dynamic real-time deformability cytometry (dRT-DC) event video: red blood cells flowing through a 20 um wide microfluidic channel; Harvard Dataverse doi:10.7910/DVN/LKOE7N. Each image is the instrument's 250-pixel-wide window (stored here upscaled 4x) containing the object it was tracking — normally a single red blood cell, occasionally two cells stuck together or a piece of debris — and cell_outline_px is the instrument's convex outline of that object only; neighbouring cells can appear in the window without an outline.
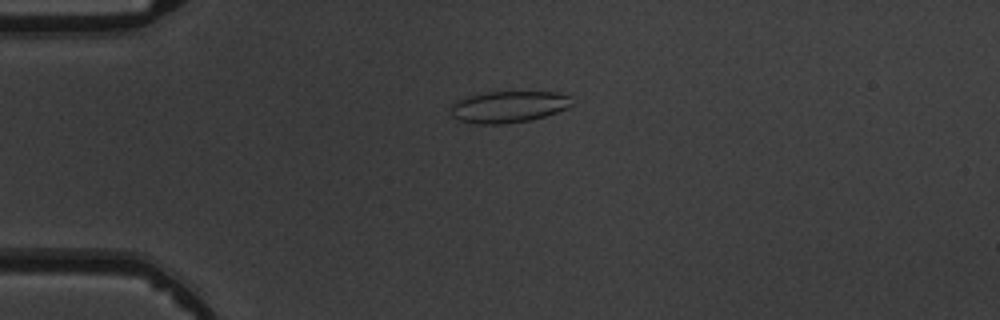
{"species": "common noctule bat (a hibernating species)", "species_latin": "Nyctalus noctula", "temperature_condition": "warm", "stored_images_in_passage": 7, "camera_frame_rate_fps": 3000, "um_per_image_px": 0.085, "animal": {"sex": "male", "body_mass_g": 19.5, "forearm_length_mm": 54.6}, "frame": {"image": 1, "passage_image": 3, "time_ms": 3.0, "image_size_px": [1000, 320], "cell_outline_px": [[572, 104], [568, 108], [532, 120], [504, 124], [472, 124], [460, 120], [452, 116], [452, 104], [456, 100], [468, 96], [488, 92], [556, 92], [568, 96]], "centroid_in_image_um": [43.2, 9.09], "position_along_channel_um": 41.8, "area_um2": 22.2}}
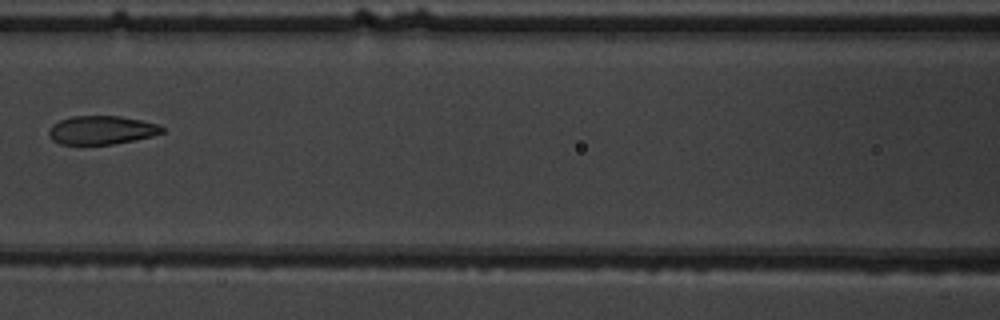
{"frame": {"image": 2, "passage_image": 6, "time_ms": 6.667, "image_size_px": [1000, 320], "cell_outline_px": [[164, 132], [152, 136], [112, 144], [60, 144], [52, 140], [48, 132], [52, 124], [60, 120], [72, 116], [120, 116], [140, 120], [156, 124], [164, 128]], "centroid_in_image_um": [8.6, 11.05], "position_along_channel_um": 158.0, "area_um2": 18.67}}
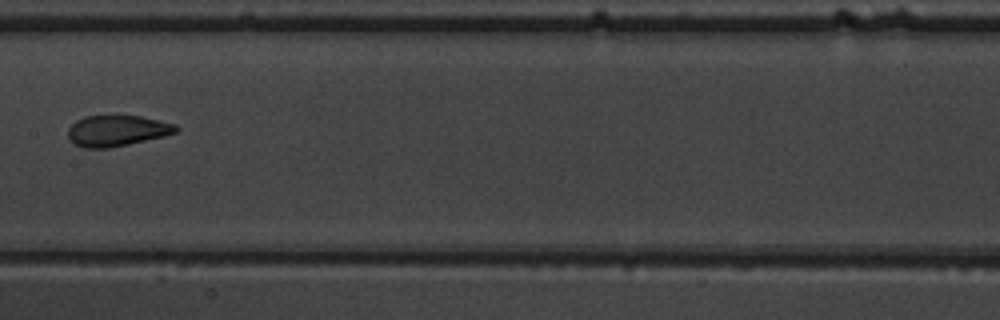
{"frame": {"image": 3, "passage_image": 7, "time_ms": 7.667, "image_size_px": [1000, 320], "cell_outline_px": [[180, 128], [176, 132], [164, 136], [128, 144], [108, 148], [84, 148], [76, 144], [68, 136], [68, 128], [76, 120], [84, 116], [140, 116], [176, 124]], "centroid_in_image_um": [9.95, 11.11], "position_along_channel_um": 197.4, "area_um2": 19.31}}